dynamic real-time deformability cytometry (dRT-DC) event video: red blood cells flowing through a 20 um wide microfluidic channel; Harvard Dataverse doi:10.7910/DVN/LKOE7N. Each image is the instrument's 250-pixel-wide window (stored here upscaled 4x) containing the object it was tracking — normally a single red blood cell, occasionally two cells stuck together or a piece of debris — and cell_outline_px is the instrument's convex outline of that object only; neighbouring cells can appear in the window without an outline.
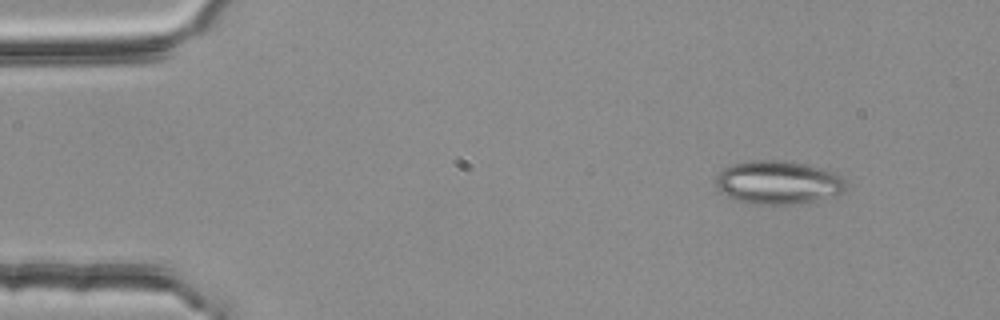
{"species": "common noctule bat (a hibernating species)", "species_latin": "Nyctalus noctula", "temperature_condition": "room temperature", "stored_images_in_passage": 5, "camera_frame_rate_fps": 3000, "um_per_image_px": 0.085, "animal": {"sex": "female", "body_mass_g": 25.1}, "frame": {"image": 1, "passage_image": 5, "time_ms": 1.333, "image_size_px": [1000, 320], "cell_outline_px": [[848, 188], [844, 192], [800, 204], [752, 204], [736, 200], [724, 196], [716, 188], [716, 176], [724, 168], [732, 164], [748, 160], [776, 160], [800, 164], [820, 168], [836, 172], [848, 184]], "centroid_in_image_um": [66.11, 15.52], "position_along_channel_um": 18.9, "area_um2": 33.0}}